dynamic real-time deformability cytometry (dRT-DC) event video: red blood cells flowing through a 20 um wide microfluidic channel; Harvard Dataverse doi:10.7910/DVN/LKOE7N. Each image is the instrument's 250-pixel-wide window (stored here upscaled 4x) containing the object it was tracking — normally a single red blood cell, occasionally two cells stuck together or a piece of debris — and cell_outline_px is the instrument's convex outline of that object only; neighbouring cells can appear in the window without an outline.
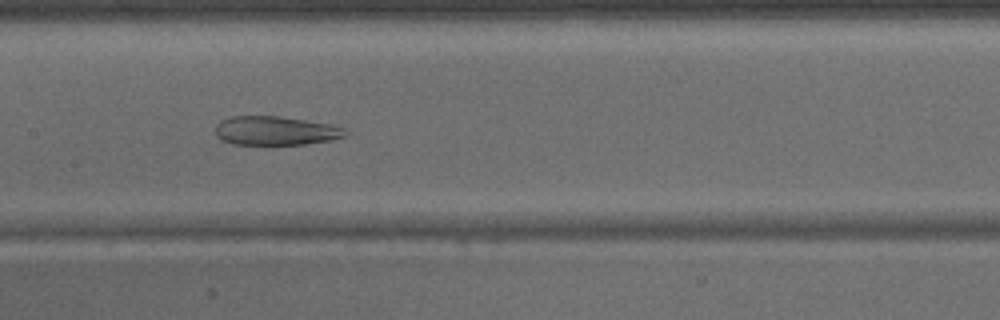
{"species": "common noctule bat (a hibernating species)", "species_latin": "Nyctalus noctula", "temperature_condition": "warm", "stored_images_in_passage": 43, "camera_frame_rate_fps": 3000, "um_per_image_px": 0.085, "animal": {"sex": "male", "body_mass_g": 15.6}, "frame": {"image": 1, "passage_image": 21, "time_ms": 6.667, "image_size_px": [1000, 320], "cell_outline_px": [[352, 132], [344, 136], [328, 140], [304, 144], [232, 144], [220, 140], [216, 136], [216, 124], [220, 120], [232, 116], [280, 116], [328, 124], [344, 128]], "centroid_in_image_um": [23.39, 11.11], "position_along_channel_um": 184.0, "area_um2": 21.85}}
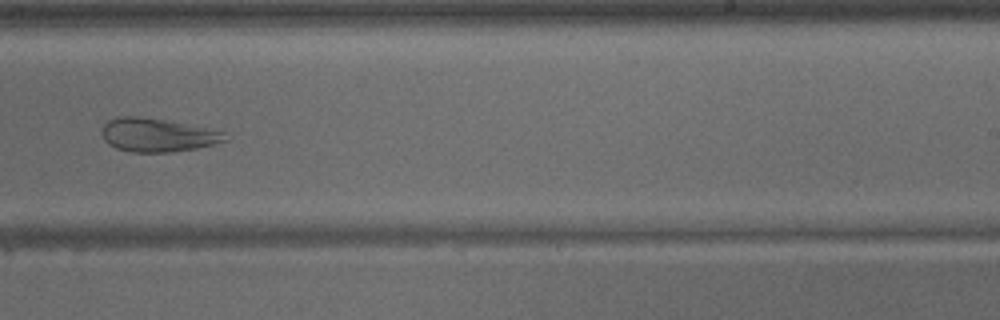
{"frame": {"image": 2, "passage_image": 27, "time_ms": 8.667, "image_size_px": [1000, 320], "cell_outline_px": [[228, 140], [196, 148], [168, 152], [132, 152], [116, 148], [108, 144], [104, 140], [100, 132], [100, 128], [108, 120], [120, 116], [136, 116], [164, 120], [224, 132]], "centroid_in_image_um": [13.29, 11.48], "position_along_channel_um": 275.7, "area_um2": 23.76}}
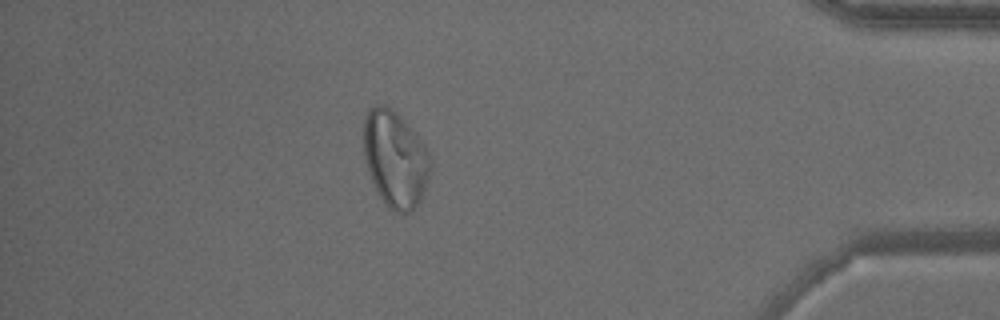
{"frame": {"image": 3, "passage_image": 38, "time_ms": 12.333, "image_size_px": [1000, 320], "cell_outline_px": [[432, 164], [428, 180], [420, 200], [408, 212], [396, 212], [388, 208], [376, 192], [364, 160], [364, 120], [368, 108], [376, 104], [388, 104], [408, 124], [424, 144], [432, 160]], "centroid_in_image_um": [33.58, 13.48], "position_along_channel_um": 401.6, "area_um2": 37.74}}